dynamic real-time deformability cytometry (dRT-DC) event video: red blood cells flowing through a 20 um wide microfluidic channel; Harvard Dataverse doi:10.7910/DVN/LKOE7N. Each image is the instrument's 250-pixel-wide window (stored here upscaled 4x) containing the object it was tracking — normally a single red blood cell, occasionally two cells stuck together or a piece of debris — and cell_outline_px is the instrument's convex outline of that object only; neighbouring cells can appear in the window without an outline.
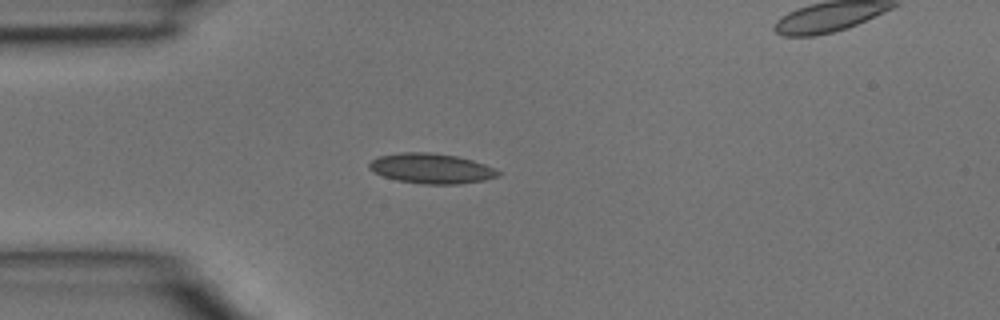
{"species": "common noctule bat (a hibernating species)", "species_latin": "Nyctalus noctula", "temperature_condition": "room temperature", "stored_images_in_passage": 4, "segment_of_instrument_passage": [1, 2], "camera_frame_rate_fps": 3000, "um_per_image_px": 0.085, "animal": {"sex": "male", "body_mass_g": 15.6}, "frame": {"image": 1, "passage_image": 3, "time_ms": 0.667, "image_size_px": [1000, 320], "cell_outline_px": [[504, 172], [500, 176], [484, 180], [460, 184], [424, 184], [396, 180], [384, 176], [368, 168], [368, 164], [372, 160], [380, 156], [400, 152], [432, 152], [456, 156], [472, 160], [496, 168]], "centroid_in_image_um": [36.72, 14.32], "position_along_channel_um": 48.3, "area_um2": 22.72}}